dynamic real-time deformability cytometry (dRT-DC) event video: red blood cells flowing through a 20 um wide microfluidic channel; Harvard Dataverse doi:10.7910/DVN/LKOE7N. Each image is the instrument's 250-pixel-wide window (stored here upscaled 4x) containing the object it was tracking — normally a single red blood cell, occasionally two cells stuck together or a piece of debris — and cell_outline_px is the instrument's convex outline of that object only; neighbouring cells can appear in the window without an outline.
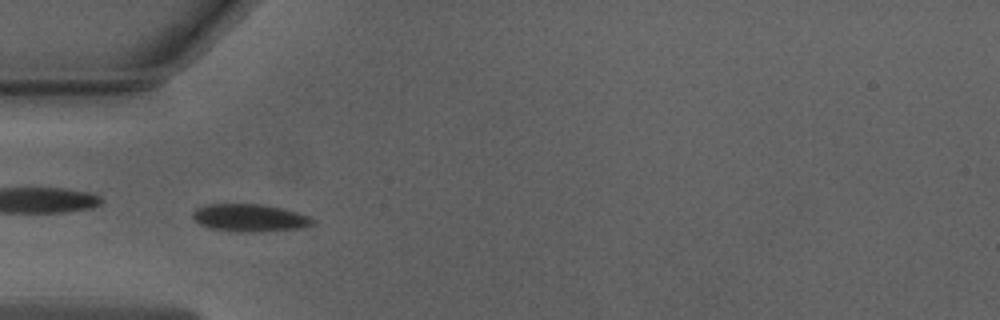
{"species": "Egyptian fruit bat (a non-hibernating species)", "species_latin": "Rousettus aegyptiacus", "temperature_condition": "warm", "stored_images_in_passage": 45, "camera_frame_rate_fps": 3000, "um_per_image_px": 0.085, "animal": {"sex": "male"}, "frame": {"image": 1, "passage_image": 10, "time_ms": 3.0, "image_size_px": [1000, 320], "cell_outline_px": [[316, 224], [304, 228], [260, 232], [240, 232], [212, 228], [200, 224], [192, 220], [192, 212], [196, 208], [208, 204], [260, 204], [284, 208], [308, 216], [316, 220]], "centroid_in_image_um": [21.26, 18.52], "position_along_channel_um": 63.7, "area_um2": 19.54}}
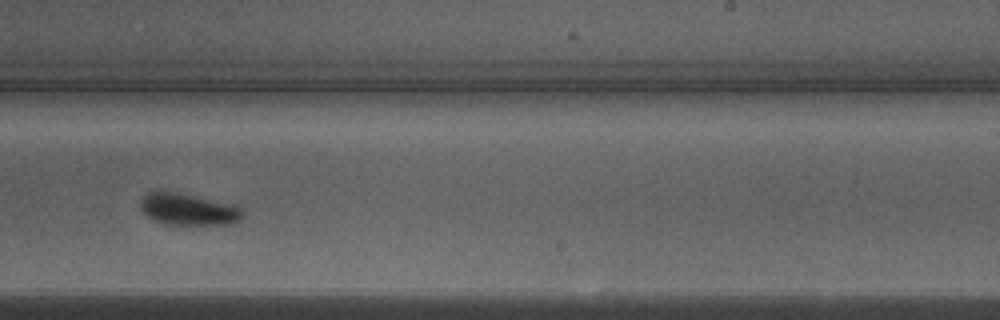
{"frame": {"image": 2, "passage_image": 26, "time_ms": 8.333, "image_size_px": [1000, 320], "cell_outline_px": [[244, 216], [240, 220], [228, 224], [160, 224], [152, 220], [140, 208], [140, 204], [144, 196], [148, 192], [164, 188], [168, 188], [236, 204], [244, 212]], "centroid_in_image_um": [15.99, 17.73], "position_along_channel_um": 273.0, "area_um2": 19.88}}
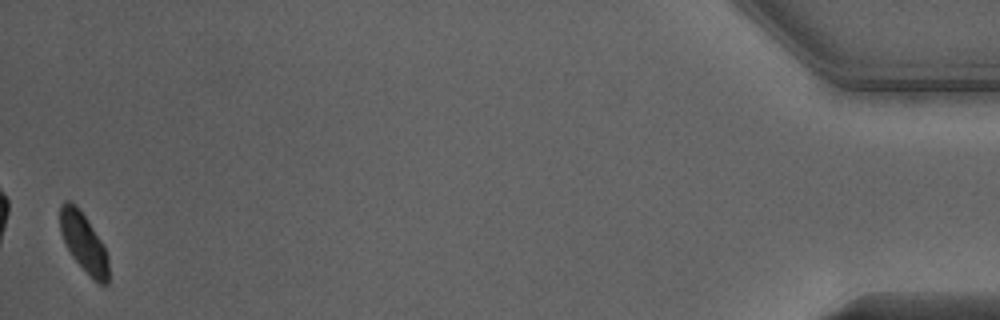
{"frame": {"image": 3, "passage_image": 45, "time_ms": 14.667, "image_size_px": [1000, 320], "cell_outline_px": [[108, 284], [100, 284], [72, 256], [60, 232], [60, 204], [64, 200], [68, 200], [76, 204], [80, 208], [104, 244], [108, 256]], "centroid_in_image_um": [7.12, 20.53], "position_along_channel_um": 428.1, "area_um2": 16.53}, "authors_computed_cell_mechanics": {"area_um2": 18.4382, "velocity_mm_per_s": 3.9579, "shape_relaxation_time_tau1_ms": 2.009, "shape_relaxation_time_tau2_ms": null, "deformation_change_tau1": 0.0956, "deformation_change_tau2": null}}